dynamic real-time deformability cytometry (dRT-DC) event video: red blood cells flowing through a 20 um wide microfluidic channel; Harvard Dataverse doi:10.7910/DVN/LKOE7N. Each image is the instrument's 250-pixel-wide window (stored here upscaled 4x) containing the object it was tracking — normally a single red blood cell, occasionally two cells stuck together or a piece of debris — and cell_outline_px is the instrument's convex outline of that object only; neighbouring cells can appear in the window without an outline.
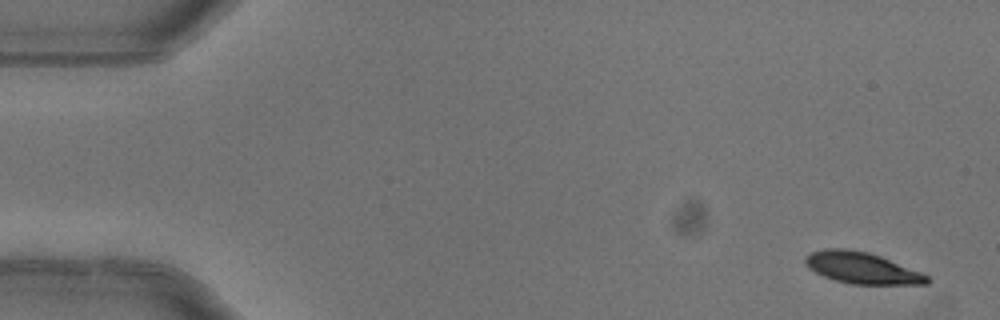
{"species": "common noctule bat (a hibernating species)", "species_latin": "Nyctalus noctula", "temperature_condition": "warm", "stored_images_in_passage": 4, "camera_frame_rate_fps": 3000, "um_per_image_px": 0.085, "animal": {"sex": "female"}, "frame": {"image": 1, "passage_image": 1, "time_ms": 0.0, "image_size_px": [1000, 320], "cell_outline_px": [[928, 284], [852, 284], [836, 280], [824, 276], [808, 268], [804, 260], [804, 256], [812, 252], [824, 248], [844, 248], [868, 252], [880, 256], [920, 272], [928, 276]], "centroid_in_image_um": [73.21, 22.76], "position_along_channel_um": 11.8, "area_um2": 22.02}}
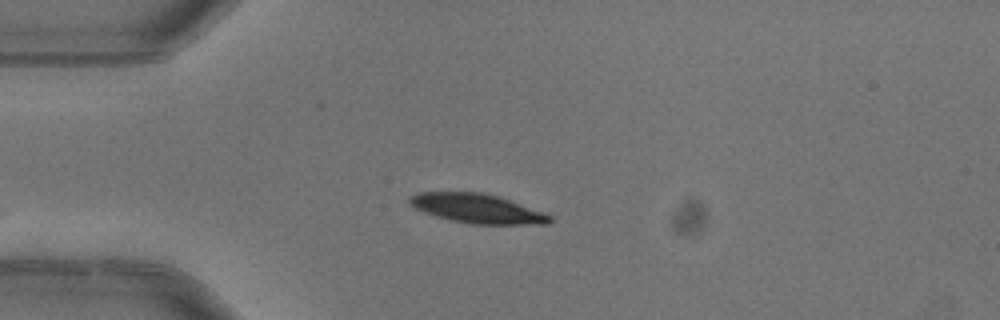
{"frame": {"image": 2, "passage_image": 4, "time_ms": 1.0, "image_size_px": [1000, 320], "cell_outline_px": [[552, 220], [548, 224], [472, 224], [448, 220], [412, 208], [408, 204], [408, 200], [412, 196], [420, 192], [480, 192], [496, 196], [544, 212], [552, 216]], "centroid_in_image_um": [40.52, 17.73], "position_along_channel_um": 44.5, "area_um2": 23.81}}